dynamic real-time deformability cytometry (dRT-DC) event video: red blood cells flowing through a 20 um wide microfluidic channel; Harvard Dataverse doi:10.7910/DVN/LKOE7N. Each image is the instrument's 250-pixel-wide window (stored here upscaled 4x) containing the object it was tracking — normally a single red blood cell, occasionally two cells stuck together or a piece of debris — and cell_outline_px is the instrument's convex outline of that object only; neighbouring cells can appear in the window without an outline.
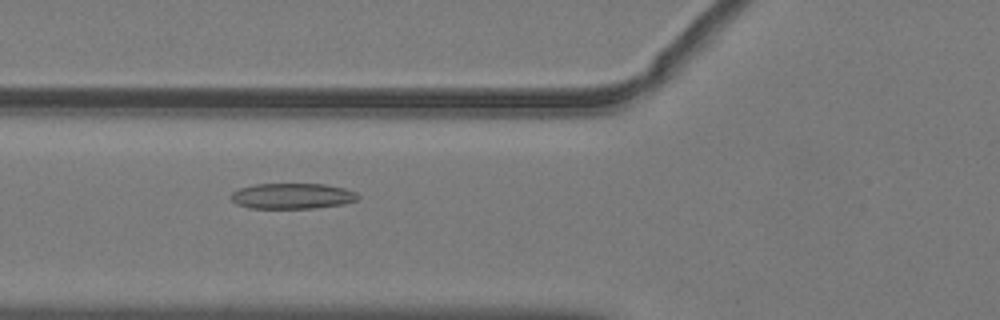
{"species": "common noctule bat (a hibernating species)", "species_latin": "Nyctalus noctula", "temperature_condition": "warm", "stored_images_in_passage": 28, "camera_frame_rate_fps": 3000, "um_per_image_px": 0.085, "animal": {"sex": "male", "body_mass_g": 19.2, "forearm_length_mm": 51.8}, "frame": {"image": 1, "passage_image": 3, "time_ms": 0.667, "image_size_px": [1000, 320], "cell_outline_px": [[360, 196], [356, 200], [344, 204], [316, 208], [248, 208], [236, 204], [228, 196], [232, 192], [240, 188], [256, 184], [324, 184], [344, 188], [356, 192]], "centroid_in_image_um": [24.83, 16.66], "position_along_channel_um": 101.0, "area_um2": 19.07}}
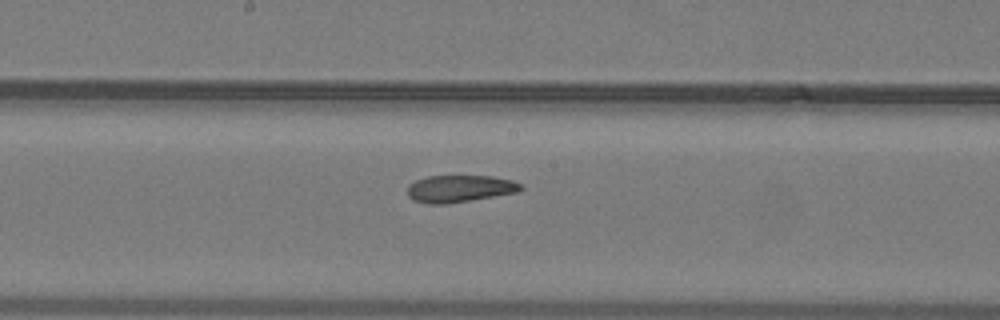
{"frame": {"image": 2, "passage_image": 11, "time_ms": 3.333, "image_size_px": [1000, 320], "cell_outline_px": [[524, 188], [520, 192], [444, 204], [428, 204], [412, 200], [408, 196], [408, 184], [416, 180], [428, 176], [492, 176], [512, 180], [520, 184]], "centroid_in_image_um": [39.07, 16.03], "position_along_channel_um": 209.1, "area_um2": 17.92}}
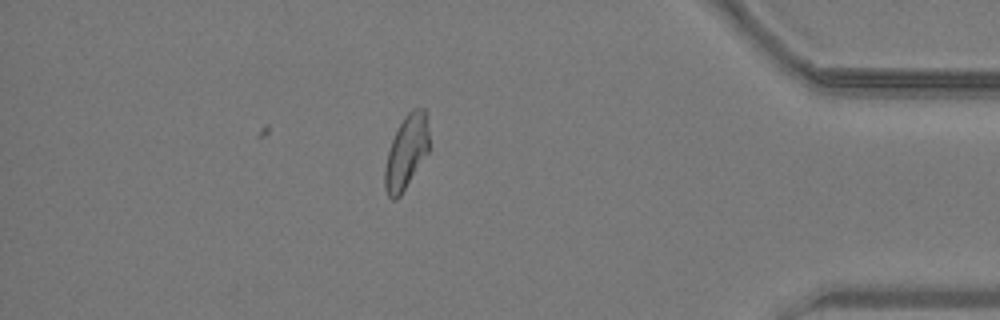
{"frame": {"image": 3, "passage_image": 28, "time_ms": 9.0, "image_size_px": [1000, 320], "cell_outline_px": [[428, 152], [400, 196], [396, 200], [392, 200], [388, 196], [384, 188], [384, 168], [388, 152], [392, 140], [404, 116], [412, 108], [424, 108], [428, 112]], "centroid_in_image_um": [34.54, 12.91], "position_along_channel_um": 400.7, "area_um2": 19.02}, "authors_computed_cell_mechanics": {"area_um2": 18.5538, "velocity_mm_per_s": 4.0372, "shape_relaxation_time_tau1_ms": null, "shape_relaxation_time_tau2_ms": 2.957, "deformation_change_tau1": null, "deformation_change_tau2": 0.1038}}